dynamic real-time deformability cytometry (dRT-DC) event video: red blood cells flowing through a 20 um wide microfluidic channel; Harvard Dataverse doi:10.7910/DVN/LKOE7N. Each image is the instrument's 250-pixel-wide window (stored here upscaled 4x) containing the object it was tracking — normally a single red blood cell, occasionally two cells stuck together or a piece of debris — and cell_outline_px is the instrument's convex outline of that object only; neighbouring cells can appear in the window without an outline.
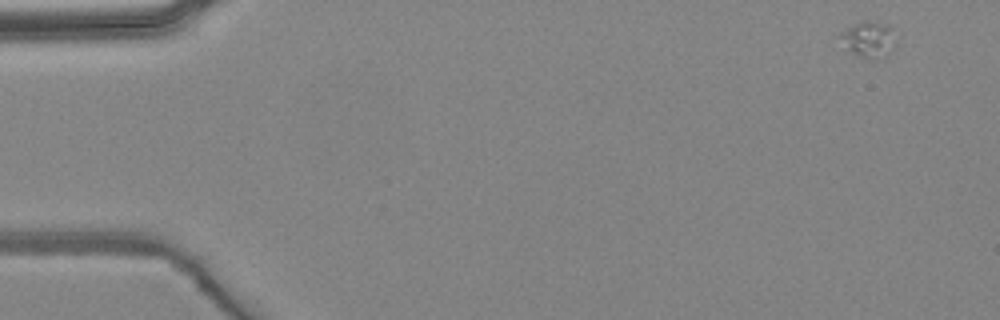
{"species": "common noctule bat (a hibernating species)", "species_latin": "Nyctalus noctula", "temperature_condition": "warm", "stored_images_in_passage": 5, "camera_frame_rate_fps": 3000, "um_per_image_px": 0.085, "animal": {"sex": "female", "body_mass_g": 24.6, "forearm_length_mm": 56.2}, "frame": {"image": 1, "passage_image": 1, "time_ms": 0.0, "image_size_px": [1000, 320], "cell_outline_px": [[896, 48], [888, 56], [880, 60], [864, 60], [852, 52], [836, 36], [840, 32], [860, 20], [868, 20], [888, 24], [896, 40]], "centroid_in_image_um": [73.87, 3.38], "position_along_channel_um": 11.1, "area_um2": 12.31}}